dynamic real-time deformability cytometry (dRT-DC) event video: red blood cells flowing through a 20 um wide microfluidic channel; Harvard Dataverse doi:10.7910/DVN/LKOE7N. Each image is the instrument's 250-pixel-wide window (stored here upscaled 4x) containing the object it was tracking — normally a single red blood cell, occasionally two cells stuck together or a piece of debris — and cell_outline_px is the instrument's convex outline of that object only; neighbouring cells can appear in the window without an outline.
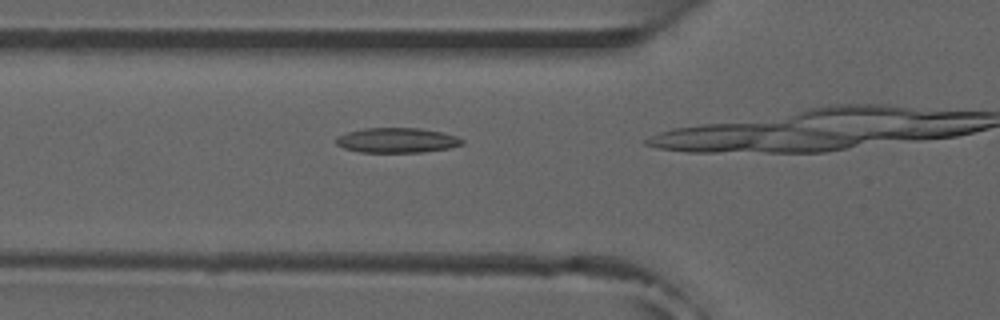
{"species": "common noctule bat (a hibernating species)", "species_latin": "Nyctalus noctula", "temperature_condition": "room temperature", "stored_images_in_passage": 22, "camera_frame_rate_fps": 3000, "um_per_image_px": 0.085, "animal": {"sex": "male", "forearm_length_mm": 52.5}, "frame": {"image": 1, "passage_image": 13, "time_ms": 4.0, "image_size_px": [1000, 320], "cell_outline_px": [[464, 144], [448, 148], [424, 152], [360, 152], [344, 148], [336, 144], [336, 136], [348, 132], [364, 128], [420, 128], [440, 132], [456, 136], [464, 140]], "centroid_in_image_um": [33.73, 11.92], "position_along_channel_um": 92.1, "area_um2": 18.26}}